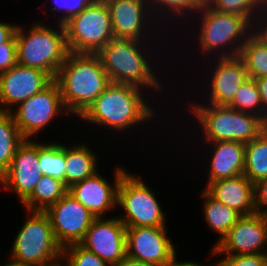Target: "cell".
Masks as SVG:
<instances>
[{
  "label": "cell",
  "mask_w": 267,
  "mask_h": 266,
  "mask_svg": "<svg viewBox=\"0 0 267 266\" xmlns=\"http://www.w3.org/2000/svg\"><path fill=\"white\" fill-rule=\"evenodd\" d=\"M62 111L67 113L59 86L53 79L37 94L17 105L15 113L13 110L10 112L21 135L25 139H31Z\"/></svg>",
  "instance_id": "30bf717a"
},
{
  "label": "cell",
  "mask_w": 267,
  "mask_h": 266,
  "mask_svg": "<svg viewBox=\"0 0 267 266\" xmlns=\"http://www.w3.org/2000/svg\"><path fill=\"white\" fill-rule=\"evenodd\" d=\"M263 216L265 217L266 222H267V211L263 214Z\"/></svg>",
  "instance_id": "ee69618b"
},
{
  "label": "cell",
  "mask_w": 267,
  "mask_h": 266,
  "mask_svg": "<svg viewBox=\"0 0 267 266\" xmlns=\"http://www.w3.org/2000/svg\"><path fill=\"white\" fill-rule=\"evenodd\" d=\"M25 140L11 112L0 111V177L8 170L17 148Z\"/></svg>",
  "instance_id": "d4e9b609"
},
{
  "label": "cell",
  "mask_w": 267,
  "mask_h": 266,
  "mask_svg": "<svg viewBox=\"0 0 267 266\" xmlns=\"http://www.w3.org/2000/svg\"><path fill=\"white\" fill-rule=\"evenodd\" d=\"M62 259L66 261L61 266H111L99 258L93 252L87 250L80 244H72L62 249Z\"/></svg>",
  "instance_id": "4dcf8cb0"
},
{
  "label": "cell",
  "mask_w": 267,
  "mask_h": 266,
  "mask_svg": "<svg viewBox=\"0 0 267 266\" xmlns=\"http://www.w3.org/2000/svg\"><path fill=\"white\" fill-rule=\"evenodd\" d=\"M79 244L114 266L127 256L126 226L119 217L95 218Z\"/></svg>",
  "instance_id": "4fadbf2b"
},
{
  "label": "cell",
  "mask_w": 267,
  "mask_h": 266,
  "mask_svg": "<svg viewBox=\"0 0 267 266\" xmlns=\"http://www.w3.org/2000/svg\"><path fill=\"white\" fill-rule=\"evenodd\" d=\"M141 89L129 84L110 82L80 118L120 133L122 130L126 132L132 126L156 116L141 95Z\"/></svg>",
  "instance_id": "7a4b0ae2"
},
{
  "label": "cell",
  "mask_w": 267,
  "mask_h": 266,
  "mask_svg": "<svg viewBox=\"0 0 267 266\" xmlns=\"http://www.w3.org/2000/svg\"><path fill=\"white\" fill-rule=\"evenodd\" d=\"M29 218L18 231L10 259L24 266H59L62 247L57 243L51 221L45 212L30 211Z\"/></svg>",
  "instance_id": "8992f818"
},
{
  "label": "cell",
  "mask_w": 267,
  "mask_h": 266,
  "mask_svg": "<svg viewBox=\"0 0 267 266\" xmlns=\"http://www.w3.org/2000/svg\"><path fill=\"white\" fill-rule=\"evenodd\" d=\"M225 253V254H224ZM267 254V222L262 214L241 216L211 255Z\"/></svg>",
  "instance_id": "7c38bea8"
},
{
  "label": "cell",
  "mask_w": 267,
  "mask_h": 266,
  "mask_svg": "<svg viewBox=\"0 0 267 266\" xmlns=\"http://www.w3.org/2000/svg\"><path fill=\"white\" fill-rule=\"evenodd\" d=\"M17 64V43L15 34L5 43L0 44V73Z\"/></svg>",
  "instance_id": "e575fe53"
},
{
  "label": "cell",
  "mask_w": 267,
  "mask_h": 266,
  "mask_svg": "<svg viewBox=\"0 0 267 266\" xmlns=\"http://www.w3.org/2000/svg\"><path fill=\"white\" fill-rule=\"evenodd\" d=\"M126 172L124 168L118 166L112 185L96 172L93 176L73 184L68 188V193L86 207L95 218L104 217L103 214L114 209L117 204L118 184Z\"/></svg>",
  "instance_id": "e0dca14e"
},
{
  "label": "cell",
  "mask_w": 267,
  "mask_h": 266,
  "mask_svg": "<svg viewBox=\"0 0 267 266\" xmlns=\"http://www.w3.org/2000/svg\"><path fill=\"white\" fill-rule=\"evenodd\" d=\"M239 56L245 63L249 78L257 79L267 76V44L253 32L243 44Z\"/></svg>",
  "instance_id": "4316f807"
},
{
  "label": "cell",
  "mask_w": 267,
  "mask_h": 266,
  "mask_svg": "<svg viewBox=\"0 0 267 266\" xmlns=\"http://www.w3.org/2000/svg\"><path fill=\"white\" fill-rule=\"evenodd\" d=\"M205 190L217 201L237 211L241 216L256 213L254 183L244 174L210 183Z\"/></svg>",
  "instance_id": "ffe728a7"
},
{
  "label": "cell",
  "mask_w": 267,
  "mask_h": 266,
  "mask_svg": "<svg viewBox=\"0 0 267 266\" xmlns=\"http://www.w3.org/2000/svg\"><path fill=\"white\" fill-rule=\"evenodd\" d=\"M201 196L205 200L203 206L205 220L213 232L219 234V241L217 240V243H215L216 246L237 223L241 215L234 209L214 199L206 190L202 191Z\"/></svg>",
  "instance_id": "cb8c5ba5"
},
{
  "label": "cell",
  "mask_w": 267,
  "mask_h": 266,
  "mask_svg": "<svg viewBox=\"0 0 267 266\" xmlns=\"http://www.w3.org/2000/svg\"><path fill=\"white\" fill-rule=\"evenodd\" d=\"M205 3L217 12L245 17L252 25L261 9L257 0H207Z\"/></svg>",
  "instance_id": "f546056e"
},
{
  "label": "cell",
  "mask_w": 267,
  "mask_h": 266,
  "mask_svg": "<svg viewBox=\"0 0 267 266\" xmlns=\"http://www.w3.org/2000/svg\"><path fill=\"white\" fill-rule=\"evenodd\" d=\"M105 2L110 11L114 37L146 39L144 37L147 33L145 27L151 24V21L148 22V20L150 16L152 17L148 0H106Z\"/></svg>",
  "instance_id": "ac0fdd59"
},
{
  "label": "cell",
  "mask_w": 267,
  "mask_h": 266,
  "mask_svg": "<svg viewBox=\"0 0 267 266\" xmlns=\"http://www.w3.org/2000/svg\"><path fill=\"white\" fill-rule=\"evenodd\" d=\"M254 207L256 213L264 214L267 211V178L254 184ZM264 208V209H263Z\"/></svg>",
  "instance_id": "d590c367"
},
{
  "label": "cell",
  "mask_w": 267,
  "mask_h": 266,
  "mask_svg": "<svg viewBox=\"0 0 267 266\" xmlns=\"http://www.w3.org/2000/svg\"><path fill=\"white\" fill-rule=\"evenodd\" d=\"M243 174L254 184L267 178V128L245 145Z\"/></svg>",
  "instance_id": "484cf974"
},
{
  "label": "cell",
  "mask_w": 267,
  "mask_h": 266,
  "mask_svg": "<svg viewBox=\"0 0 267 266\" xmlns=\"http://www.w3.org/2000/svg\"><path fill=\"white\" fill-rule=\"evenodd\" d=\"M55 3V6L50 9L53 11H66L62 17H60L59 21L57 20V24H65L69 21L73 16L82 12L87 6L94 3L96 0H52Z\"/></svg>",
  "instance_id": "d6a6232c"
},
{
  "label": "cell",
  "mask_w": 267,
  "mask_h": 266,
  "mask_svg": "<svg viewBox=\"0 0 267 266\" xmlns=\"http://www.w3.org/2000/svg\"><path fill=\"white\" fill-rule=\"evenodd\" d=\"M260 93L261 101L264 109V121L267 123V76L255 79Z\"/></svg>",
  "instance_id": "74e56055"
},
{
  "label": "cell",
  "mask_w": 267,
  "mask_h": 266,
  "mask_svg": "<svg viewBox=\"0 0 267 266\" xmlns=\"http://www.w3.org/2000/svg\"><path fill=\"white\" fill-rule=\"evenodd\" d=\"M256 18L258 19H255L252 32L265 44H267V7L261 8Z\"/></svg>",
  "instance_id": "8d00e7d4"
},
{
  "label": "cell",
  "mask_w": 267,
  "mask_h": 266,
  "mask_svg": "<svg viewBox=\"0 0 267 266\" xmlns=\"http://www.w3.org/2000/svg\"><path fill=\"white\" fill-rule=\"evenodd\" d=\"M209 143L213 145L215 151L211 154L213 156L207 186L212 182L234 178L244 173L246 144L238 141Z\"/></svg>",
  "instance_id": "44dd1931"
},
{
  "label": "cell",
  "mask_w": 267,
  "mask_h": 266,
  "mask_svg": "<svg viewBox=\"0 0 267 266\" xmlns=\"http://www.w3.org/2000/svg\"><path fill=\"white\" fill-rule=\"evenodd\" d=\"M114 266H155V265L126 256L123 260H121L118 264Z\"/></svg>",
  "instance_id": "ab89813d"
},
{
  "label": "cell",
  "mask_w": 267,
  "mask_h": 266,
  "mask_svg": "<svg viewBox=\"0 0 267 266\" xmlns=\"http://www.w3.org/2000/svg\"><path fill=\"white\" fill-rule=\"evenodd\" d=\"M141 40L116 38L110 40L98 53L110 82L129 84L139 88H150L161 92L149 58ZM141 45V46H140ZM143 48H140L142 47ZM147 58H146V57ZM153 71V72H152Z\"/></svg>",
  "instance_id": "3957f363"
},
{
  "label": "cell",
  "mask_w": 267,
  "mask_h": 266,
  "mask_svg": "<svg viewBox=\"0 0 267 266\" xmlns=\"http://www.w3.org/2000/svg\"><path fill=\"white\" fill-rule=\"evenodd\" d=\"M203 104H192L190 111L200 122L206 142L238 141L247 144L267 128V123L257 115L230 106Z\"/></svg>",
  "instance_id": "5b68a950"
},
{
  "label": "cell",
  "mask_w": 267,
  "mask_h": 266,
  "mask_svg": "<svg viewBox=\"0 0 267 266\" xmlns=\"http://www.w3.org/2000/svg\"><path fill=\"white\" fill-rule=\"evenodd\" d=\"M41 177L39 142L26 139L17 148L8 170L0 177V184L7 190H13L22 203Z\"/></svg>",
  "instance_id": "5bb4252c"
},
{
  "label": "cell",
  "mask_w": 267,
  "mask_h": 266,
  "mask_svg": "<svg viewBox=\"0 0 267 266\" xmlns=\"http://www.w3.org/2000/svg\"><path fill=\"white\" fill-rule=\"evenodd\" d=\"M176 253L167 261L165 262L162 266H206L199 264V263H195V262H178L176 261Z\"/></svg>",
  "instance_id": "60d3db41"
},
{
  "label": "cell",
  "mask_w": 267,
  "mask_h": 266,
  "mask_svg": "<svg viewBox=\"0 0 267 266\" xmlns=\"http://www.w3.org/2000/svg\"><path fill=\"white\" fill-rule=\"evenodd\" d=\"M71 53L97 54L114 38L110 11L105 1L96 0L64 24Z\"/></svg>",
  "instance_id": "ba28073f"
},
{
  "label": "cell",
  "mask_w": 267,
  "mask_h": 266,
  "mask_svg": "<svg viewBox=\"0 0 267 266\" xmlns=\"http://www.w3.org/2000/svg\"><path fill=\"white\" fill-rule=\"evenodd\" d=\"M58 26L59 30L54 31L38 22L27 34L24 27L18 25L15 32L17 64L42 70L54 79L69 53L65 27L63 24Z\"/></svg>",
  "instance_id": "277c9868"
},
{
  "label": "cell",
  "mask_w": 267,
  "mask_h": 266,
  "mask_svg": "<svg viewBox=\"0 0 267 266\" xmlns=\"http://www.w3.org/2000/svg\"><path fill=\"white\" fill-rule=\"evenodd\" d=\"M261 8L267 7V0H257Z\"/></svg>",
  "instance_id": "b9f144b4"
},
{
  "label": "cell",
  "mask_w": 267,
  "mask_h": 266,
  "mask_svg": "<svg viewBox=\"0 0 267 266\" xmlns=\"http://www.w3.org/2000/svg\"><path fill=\"white\" fill-rule=\"evenodd\" d=\"M41 174L57 178L65 184V145L39 143Z\"/></svg>",
  "instance_id": "83f0119b"
},
{
  "label": "cell",
  "mask_w": 267,
  "mask_h": 266,
  "mask_svg": "<svg viewBox=\"0 0 267 266\" xmlns=\"http://www.w3.org/2000/svg\"><path fill=\"white\" fill-rule=\"evenodd\" d=\"M232 109L257 115L264 120V109L255 79L248 78L239 87L233 101L228 105Z\"/></svg>",
  "instance_id": "f1b7e54d"
},
{
  "label": "cell",
  "mask_w": 267,
  "mask_h": 266,
  "mask_svg": "<svg viewBox=\"0 0 267 266\" xmlns=\"http://www.w3.org/2000/svg\"><path fill=\"white\" fill-rule=\"evenodd\" d=\"M3 266H24V265H21V264H17V263H14V262H9L7 264H4Z\"/></svg>",
  "instance_id": "7bdbcfd3"
},
{
  "label": "cell",
  "mask_w": 267,
  "mask_h": 266,
  "mask_svg": "<svg viewBox=\"0 0 267 266\" xmlns=\"http://www.w3.org/2000/svg\"><path fill=\"white\" fill-rule=\"evenodd\" d=\"M45 213L51 221L55 239L62 248L79 244L95 219L93 214L68 192Z\"/></svg>",
  "instance_id": "8fae6325"
},
{
  "label": "cell",
  "mask_w": 267,
  "mask_h": 266,
  "mask_svg": "<svg viewBox=\"0 0 267 266\" xmlns=\"http://www.w3.org/2000/svg\"><path fill=\"white\" fill-rule=\"evenodd\" d=\"M53 79L44 71L16 64L0 73V111L10 112L45 88ZM3 107V108H2Z\"/></svg>",
  "instance_id": "9a60e30c"
},
{
  "label": "cell",
  "mask_w": 267,
  "mask_h": 266,
  "mask_svg": "<svg viewBox=\"0 0 267 266\" xmlns=\"http://www.w3.org/2000/svg\"><path fill=\"white\" fill-rule=\"evenodd\" d=\"M97 156L86 144H75L71 148L65 146V185L73 184L93 176L98 170Z\"/></svg>",
  "instance_id": "7402d4cb"
},
{
  "label": "cell",
  "mask_w": 267,
  "mask_h": 266,
  "mask_svg": "<svg viewBox=\"0 0 267 266\" xmlns=\"http://www.w3.org/2000/svg\"><path fill=\"white\" fill-rule=\"evenodd\" d=\"M17 26L0 22V44L7 42L15 34Z\"/></svg>",
  "instance_id": "f35d334b"
},
{
  "label": "cell",
  "mask_w": 267,
  "mask_h": 266,
  "mask_svg": "<svg viewBox=\"0 0 267 266\" xmlns=\"http://www.w3.org/2000/svg\"><path fill=\"white\" fill-rule=\"evenodd\" d=\"M166 227H126L127 256L162 266L175 253Z\"/></svg>",
  "instance_id": "2e32d148"
},
{
  "label": "cell",
  "mask_w": 267,
  "mask_h": 266,
  "mask_svg": "<svg viewBox=\"0 0 267 266\" xmlns=\"http://www.w3.org/2000/svg\"><path fill=\"white\" fill-rule=\"evenodd\" d=\"M214 72L211 71L209 104L228 106L239 87L249 78L243 59L237 56L219 57ZM213 73V74H212Z\"/></svg>",
  "instance_id": "d6986e66"
},
{
  "label": "cell",
  "mask_w": 267,
  "mask_h": 266,
  "mask_svg": "<svg viewBox=\"0 0 267 266\" xmlns=\"http://www.w3.org/2000/svg\"><path fill=\"white\" fill-rule=\"evenodd\" d=\"M150 4V9L159 13L160 11L164 13V11H171V14H174V17H178L177 15L184 17L185 14L190 15L191 12L195 14L198 12L205 4L204 0H148ZM156 8V9H155ZM163 10V11H162ZM188 13V14H187ZM176 15V16H175Z\"/></svg>",
  "instance_id": "1f68e13d"
},
{
  "label": "cell",
  "mask_w": 267,
  "mask_h": 266,
  "mask_svg": "<svg viewBox=\"0 0 267 266\" xmlns=\"http://www.w3.org/2000/svg\"><path fill=\"white\" fill-rule=\"evenodd\" d=\"M117 205L124 210L125 216L119 219L126 227H166L165 214L155 193L129 172L119 181Z\"/></svg>",
  "instance_id": "9c48e42d"
},
{
  "label": "cell",
  "mask_w": 267,
  "mask_h": 266,
  "mask_svg": "<svg viewBox=\"0 0 267 266\" xmlns=\"http://www.w3.org/2000/svg\"><path fill=\"white\" fill-rule=\"evenodd\" d=\"M67 192L68 188L63 181L48 175H42L32 193L22 203L28 212H45Z\"/></svg>",
  "instance_id": "603a6c76"
},
{
  "label": "cell",
  "mask_w": 267,
  "mask_h": 266,
  "mask_svg": "<svg viewBox=\"0 0 267 266\" xmlns=\"http://www.w3.org/2000/svg\"><path fill=\"white\" fill-rule=\"evenodd\" d=\"M67 110L80 117L110 83L97 54L69 52L54 78Z\"/></svg>",
  "instance_id": "6da1fadb"
},
{
  "label": "cell",
  "mask_w": 267,
  "mask_h": 266,
  "mask_svg": "<svg viewBox=\"0 0 267 266\" xmlns=\"http://www.w3.org/2000/svg\"><path fill=\"white\" fill-rule=\"evenodd\" d=\"M197 13H202V18L201 16L199 18L202 21L201 26H199L201 29L198 32L199 45L203 50L201 52L206 54L210 52L212 55L217 50L216 53L223 50L218 56L239 55L243 44L253 31V25L245 17L217 12L206 3Z\"/></svg>",
  "instance_id": "52a82bcc"
},
{
  "label": "cell",
  "mask_w": 267,
  "mask_h": 266,
  "mask_svg": "<svg viewBox=\"0 0 267 266\" xmlns=\"http://www.w3.org/2000/svg\"><path fill=\"white\" fill-rule=\"evenodd\" d=\"M267 254L226 255L218 262L219 266H266Z\"/></svg>",
  "instance_id": "836d02e7"
}]
</instances>
